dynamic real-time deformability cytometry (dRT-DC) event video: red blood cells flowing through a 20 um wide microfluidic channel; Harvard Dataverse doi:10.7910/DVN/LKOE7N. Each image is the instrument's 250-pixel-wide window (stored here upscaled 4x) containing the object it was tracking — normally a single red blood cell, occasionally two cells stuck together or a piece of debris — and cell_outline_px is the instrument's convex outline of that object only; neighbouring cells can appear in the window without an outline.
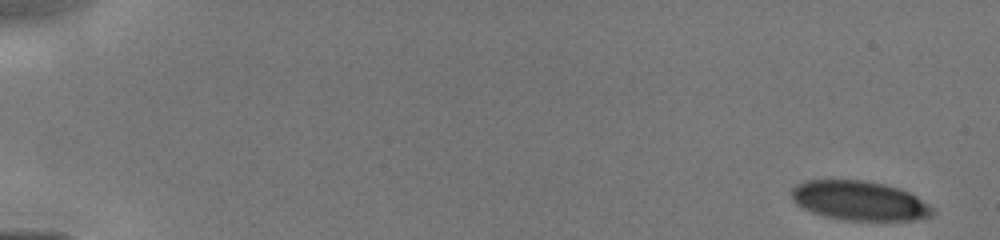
{"species": "human", "species_latin": "Homo sapiens", "temperature_condition": "cold", "stored_images_in_passage": 14, "camera_frame_rate_fps": 3000, "um_per_image_px": 0.085, "donor": {"sex": "male"}, "frame": {"image": 1, "passage_image": 1, "time_ms": 0.0, "image_size_px": [1000, 240], "cell_outline_px": [[936, 212], [932, 216], [912, 220], [844, 220], [824, 216], [812, 212], [796, 204], [792, 200], [792, 188], [796, 184], [808, 180], [864, 180], [884, 184], [900, 188], [916, 196], [928, 204]], "centroid_in_image_um": [73.05, 17.06], "position_along_channel_um": 12.0, "area_um2": 32.37}}
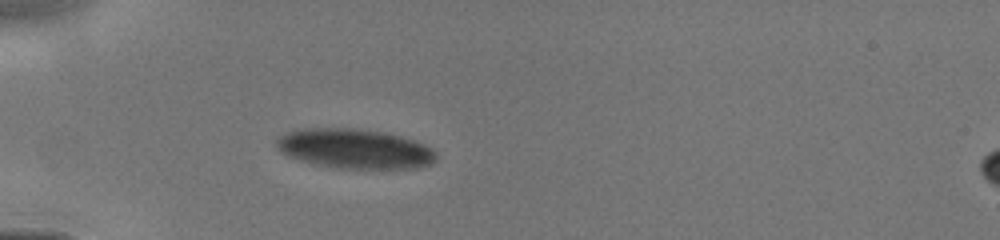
{"frame": {"image": 2, "passage_image": 10, "time_ms": 4.333, "image_size_px": [1000, 240], "cell_outline_px": [[436, 160], [432, 164], [416, 168], [336, 168], [316, 164], [300, 160], [288, 156], [280, 152], [276, 144], [276, 140], [280, 136], [296, 128], [352, 128], [384, 132], [416, 140], [432, 148], [436, 152]], "centroid_in_image_um": [30.16, 12.64], "position_along_channel_um": 54.8, "area_um2": 37.05}}
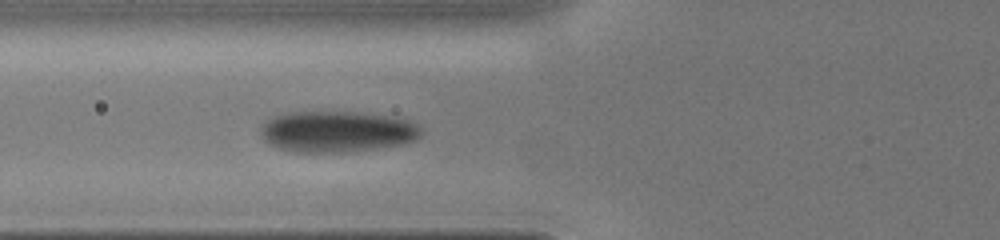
{"frame": {"image": 3, "passage_image": 14, "time_ms": 5.667, "image_size_px": [1000, 240], "cell_outline_px": [[424, 132], [416, 140], [404, 144], [376, 148], [340, 152], [292, 152], [268, 144], [260, 136], [260, 128], [268, 120], [276, 116], [288, 112], [356, 112], [392, 116], [408, 120], [416, 124]], "centroid_in_image_um": [28.66, 11.18], "position_along_channel_um": 97.1, "area_um2": 38.55}}